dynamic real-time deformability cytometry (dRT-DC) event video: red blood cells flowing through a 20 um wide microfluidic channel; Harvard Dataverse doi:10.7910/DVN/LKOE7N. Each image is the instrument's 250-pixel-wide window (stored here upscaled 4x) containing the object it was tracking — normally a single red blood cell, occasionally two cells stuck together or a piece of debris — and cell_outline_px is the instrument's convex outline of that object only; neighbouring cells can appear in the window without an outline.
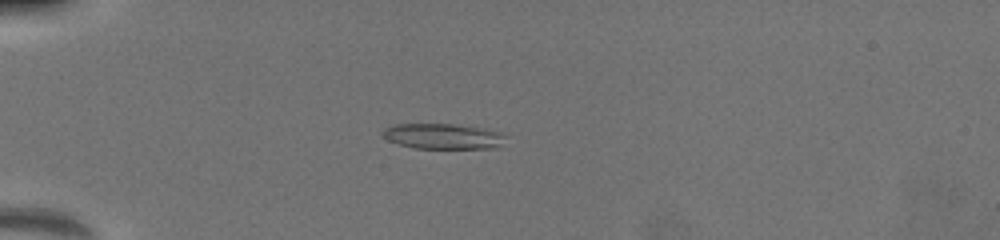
{"species": "common noctule bat (a hibernating species)", "species_latin": "Nyctalus noctula", "temperature_condition": "warm", "stored_images_in_passage": 18, "camera_frame_rate_fps": 3000, "um_per_image_px": 0.085, "animal": {"sex": "female", "body_mass_g": 19.5, "forearm_length_mm": 54.1}, "frame": {"image": 1, "passage_image": 14, "time_ms": 3.0, "image_size_px": [1000, 240], "cell_outline_px": [[508, 136], [496, 148], [416, 148], [400, 144], [388, 140], [380, 132], [384, 128], [392, 124], [452, 124], [488, 128], [500, 132]], "centroid_in_image_um": [37.67, 11.57], "position_along_channel_um": 47.3, "area_um2": 18.32}}